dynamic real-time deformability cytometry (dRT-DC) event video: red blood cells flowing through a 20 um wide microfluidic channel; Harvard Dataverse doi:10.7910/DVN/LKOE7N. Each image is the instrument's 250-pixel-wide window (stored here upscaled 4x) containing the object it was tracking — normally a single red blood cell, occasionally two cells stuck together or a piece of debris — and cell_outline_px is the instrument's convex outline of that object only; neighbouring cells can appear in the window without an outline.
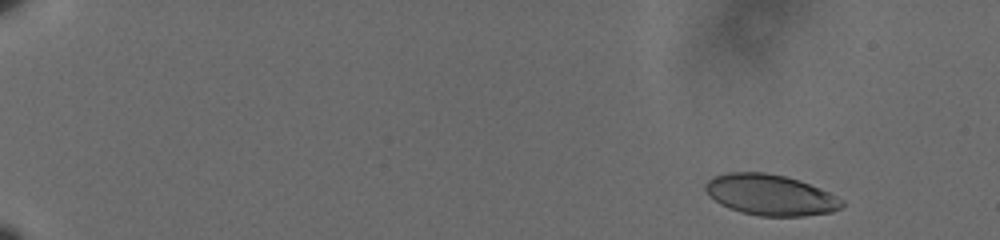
{"species": "human", "species_latin": "Homo sapiens", "temperature_condition": "cold", "stored_images_in_passage": 21, "camera_frame_rate_fps": 3000, "um_per_image_px": 0.085, "donor": {"sex": "male"}, "frame": {"image": 1, "passage_image": 3, "time_ms": 0.667, "image_size_px": [1000, 240], "cell_outline_px": [[844, 208], [832, 212], [804, 216], [760, 216], [740, 212], [728, 208], [720, 204], [708, 196], [704, 188], [704, 184], [712, 176], [728, 172], [764, 172], [784, 176], [800, 180], [820, 188], [844, 200]], "centroid_in_image_um": [65.47, 16.57], "position_along_channel_um": 19.5, "area_um2": 32.89}}
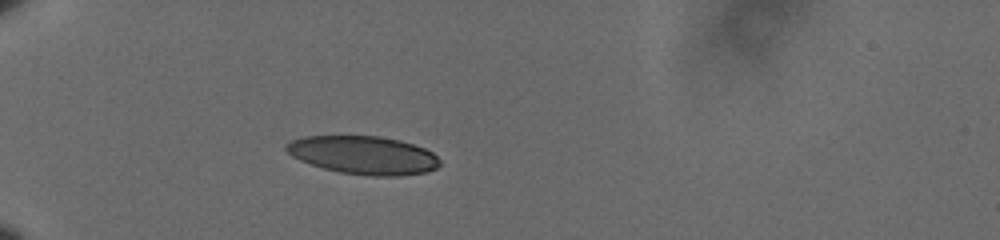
{"frame": {"image": 2, "passage_image": 16, "time_ms": 5.0, "image_size_px": [1000, 240], "cell_outline_px": [[440, 164], [436, 168], [428, 172], [400, 176], [372, 176], [340, 172], [324, 168], [300, 160], [292, 156], [284, 148], [284, 144], [292, 140], [304, 136], [380, 136], [400, 140], [424, 148], [432, 152], [440, 160]], "centroid_in_image_um": [30.9, 13.18], "position_along_channel_um": 54.1, "area_um2": 34.22}}
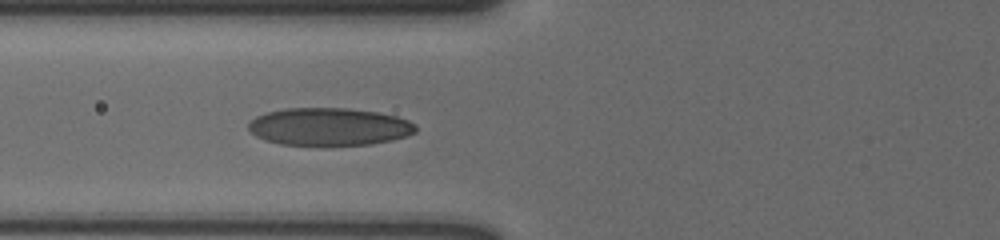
{"frame": {"image": 3, "passage_image": 21, "time_ms": 6.667, "image_size_px": [1000, 240], "cell_outline_px": [[416, 132], [408, 136], [392, 140], [372, 144], [280, 144], [264, 140], [256, 136], [248, 128], [248, 124], [256, 116], [268, 112], [284, 108], [348, 108], [376, 112], [396, 116], [408, 120], [416, 124]], "centroid_in_image_um": [28.0, 10.76], "position_along_channel_um": 97.8, "area_um2": 36.47}}